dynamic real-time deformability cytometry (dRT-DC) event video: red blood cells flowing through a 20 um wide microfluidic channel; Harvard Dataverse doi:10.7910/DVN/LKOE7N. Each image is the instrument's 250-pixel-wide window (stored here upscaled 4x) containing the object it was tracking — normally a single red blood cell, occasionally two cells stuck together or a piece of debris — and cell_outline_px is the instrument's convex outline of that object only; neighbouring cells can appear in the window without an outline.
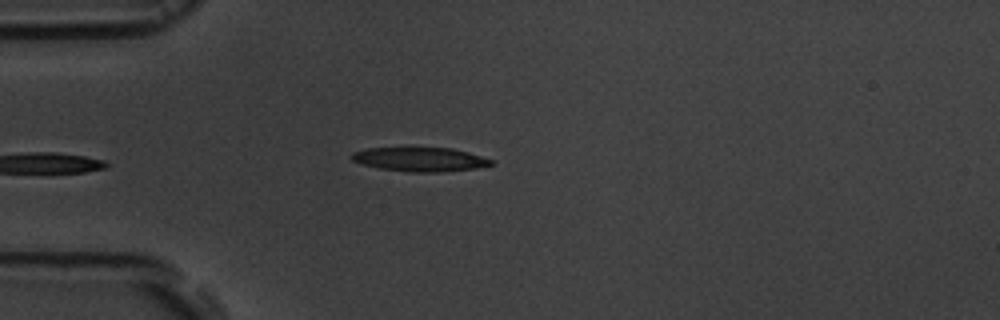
{"species": "common noctule bat (a hibernating species)", "species_latin": "Nyctalus noctula", "temperature_condition": "room temperature", "stored_images_in_passage": 5, "camera_frame_rate_fps": 3000, "um_per_image_px": 0.085, "animal": {"sex": "male", "body_mass_g": 19.5, "forearm_length_mm": 54.6}, "frame": {"image": 1, "passage_image": 5, "time_ms": 4.333, "image_size_px": [1000, 320], "cell_outline_px": [[492, 164], [472, 168], [440, 172], [412, 172], [380, 168], [360, 164], [352, 160], [348, 156], [352, 152], [368, 148], [408, 144], [452, 148], [468, 152], [492, 160]], "centroid_in_image_um": [35.56, 13.47], "position_along_channel_um": 49.4, "area_um2": 20.52}}